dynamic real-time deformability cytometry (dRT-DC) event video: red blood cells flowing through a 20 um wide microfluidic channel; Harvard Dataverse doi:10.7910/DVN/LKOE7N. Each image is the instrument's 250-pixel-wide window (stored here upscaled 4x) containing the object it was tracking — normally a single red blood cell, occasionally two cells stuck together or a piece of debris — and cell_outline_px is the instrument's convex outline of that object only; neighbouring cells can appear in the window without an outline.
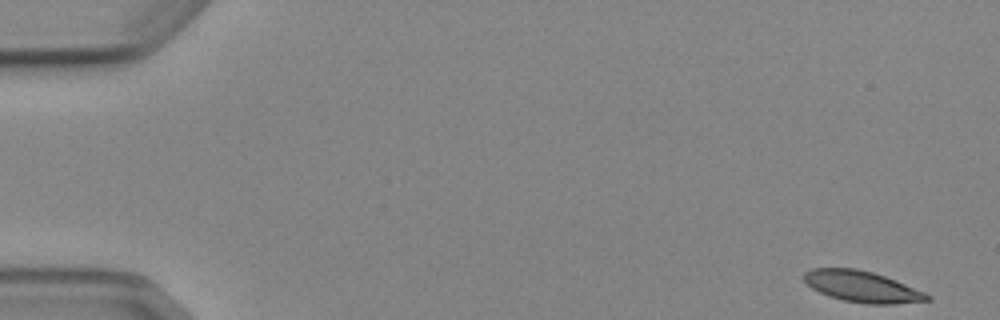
{"species": "Egyptian fruit bat (a non-hibernating species)", "species_latin": "Rousettus aegyptiacus", "temperature_condition": "cold", "stored_images_in_passage": 5, "camera_frame_rate_fps": 3000, "um_per_image_px": 0.085, "animal": {"sex": "female"}, "frame": {"image": 1, "passage_image": 1, "time_ms": 0.0, "image_size_px": [1000, 320], "cell_outline_px": [[932, 300], [896, 304], [868, 304], [844, 300], [828, 296], [812, 288], [804, 280], [804, 272], [812, 268], [856, 268], [872, 272], [896, 280], [924, 292], [932, 296]], "centroid_in_image_um": [73.29, 24.36], "position_along_channel_um": 11.7, "area_um2": 22.31}}
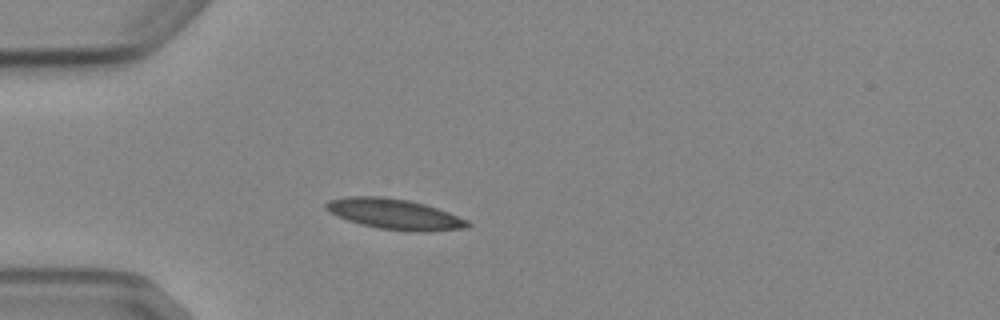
{"frame": {"image": 2, "passage_image": 4, "time_ms": 4.333, "image_size_px": [1000, 320], "cell_outline_px": [[472, 224], [468, 228], [424, 232], [412, 232], [376, 228], [360, 224], [348, 220], [328, 212], [324, 208], [324, 204], [328, 200], [348, 196], [384, 196], [408, 200], [424, 204], [448, 212], [468, 220]], "centroid_in_image_um": [33.53, 18.2], "position_along_channel_um": 51.5, "area_um2": 25.43}}